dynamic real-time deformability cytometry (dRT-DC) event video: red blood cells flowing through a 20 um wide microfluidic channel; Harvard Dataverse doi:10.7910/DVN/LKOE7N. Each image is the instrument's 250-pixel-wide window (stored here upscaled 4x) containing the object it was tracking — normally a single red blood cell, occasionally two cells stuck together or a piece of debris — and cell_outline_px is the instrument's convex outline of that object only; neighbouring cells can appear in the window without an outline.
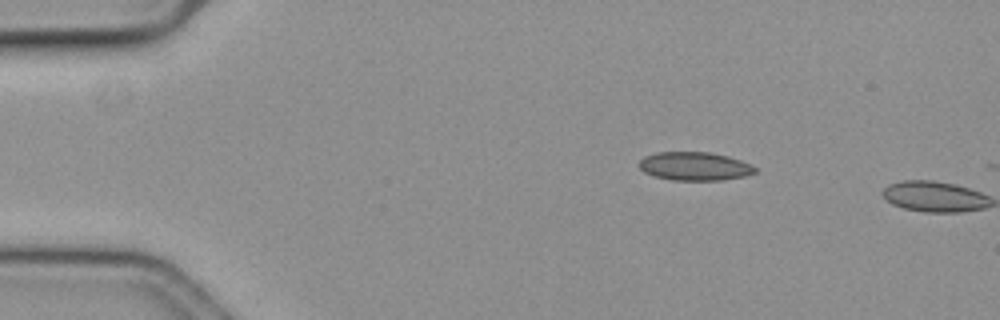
{"species": "common noctule bat (a hibernating species)", "species_latin": "Nyctalus noctula", "temperature_condition": "cold", "stored_images_in_passage": 10, "camera_frame_rate_fps": 3000, "um_per_image_px": 0.085, "animal": {"sex": "female", "body_mass_g": 19.3, "forearm_length_mm": 54.1}, "frame": {"image": 1, "passage_image": 9, "time_ms": 2.667, "image_size_px": [1000, 320], "cell_outline_px": [[756, 172], [744, 176], [720, 180], [672, 180], [656, 176], [644, 172], [640, 168], [640, 160], [644, 156], [656, 152], [708, 152], [728, 156], [740, 160], [756, 168]], "centroid_in_image_um": [59.02, 14.12], "position_along_channel_um": 26.0, "area_um2": 19.02}}